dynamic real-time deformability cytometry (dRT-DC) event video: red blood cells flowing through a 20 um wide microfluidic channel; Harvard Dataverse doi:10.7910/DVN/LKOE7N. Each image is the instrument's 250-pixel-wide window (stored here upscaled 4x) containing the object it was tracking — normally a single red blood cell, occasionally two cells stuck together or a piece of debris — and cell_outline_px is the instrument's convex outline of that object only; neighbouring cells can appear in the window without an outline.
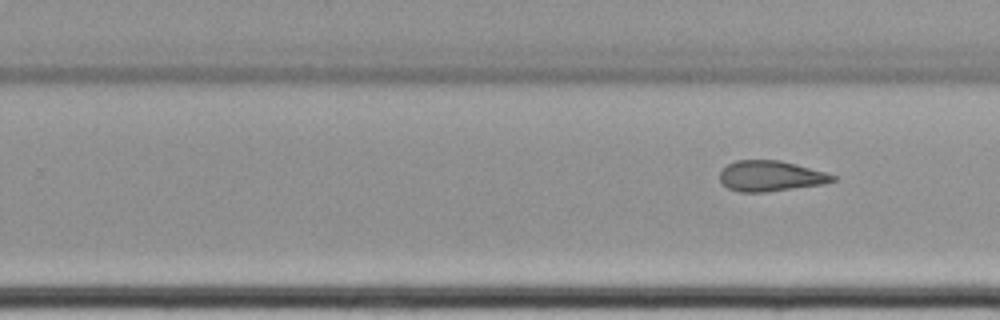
{"species": "common noctule bat (a hibernating species)", "species_latin": "Nyctalus noctula", "temperature_condition": "cold", "stored_images_in_passage": 10, "segment_of_instrument_passage": [2, 2], "camera_frame_rate_fps": 3000, "um_per_image_px": 0.085, "animal": {"sex": "female", "body_mass_g": 22.7, "forearm_length_mm": 54.2}, "frame": {"image": 1, "passage_image": 10, "time_ms": 12.0, "image_size_px": [1000, 320], "cell_outline_px": [[836, 180], [824, 184], [764, 192], [740, 192], [728, 188], [720, 180], [720, 172], [728, 164], [736, 160], [780, 160], [796, 164], [824, 172], [836, 176]], "centroid_in_image_um": [65.5, 14.96], "position_along_channel_um": 264.3, "area_um2": 19.94}}